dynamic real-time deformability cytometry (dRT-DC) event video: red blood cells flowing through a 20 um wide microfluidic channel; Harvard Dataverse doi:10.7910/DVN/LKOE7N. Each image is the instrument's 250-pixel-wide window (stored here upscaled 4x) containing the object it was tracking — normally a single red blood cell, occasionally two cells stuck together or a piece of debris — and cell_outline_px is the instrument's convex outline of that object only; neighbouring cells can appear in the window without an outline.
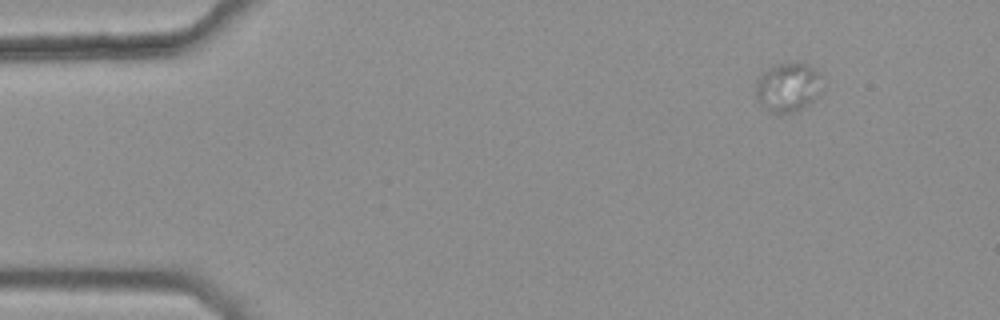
{"species": "common noctule bat (a hibernating species)", "species_latin": "Nyctalus noctula", "temperature_condition": "warm", "stored_images_in_passage": 51, "camera_frame_rate_fps": 3000, "um_per_image_px": 0.085, "animal": {"sex": "female", "body_mass_g": 25.1}, "frame": {"image": 1, "passage_image": 8, "time_ms": 2.333, "image_size_px": [1000, 320], "cell_outline_px": [[820, 96], [804, 108], [792, 112], [768, 112], [756, 100], [756, 80], [772, 64], [808, 64], [816, 68], [820, 76]], "centroid_in_image_um": [66.97, 7.43], "position_along_channel_um": 18.0, "area_um2": 19.07}}
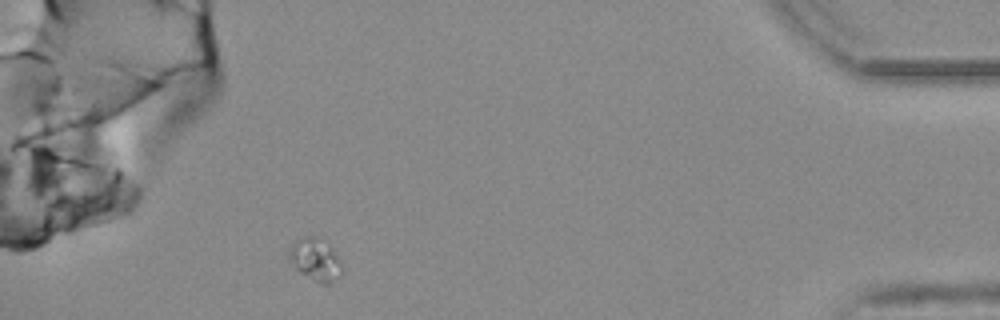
{"frame": {"image": 2, "passage_image": 51, "time_ms": 16.667, "image_size_px": [1000, 320], "cell_outline_px": [[344, 272], [328, 284], [324, 284], [300, 272], [296, 268], [288, 256], [288, 248], [292, 244], [308, 236], [316, 236], [332, 248], [340, 260]], "centroid_in_image_um": [26.83, 22.06], "position_along_channel_um": 408.4, "area_um2": 12.66}}